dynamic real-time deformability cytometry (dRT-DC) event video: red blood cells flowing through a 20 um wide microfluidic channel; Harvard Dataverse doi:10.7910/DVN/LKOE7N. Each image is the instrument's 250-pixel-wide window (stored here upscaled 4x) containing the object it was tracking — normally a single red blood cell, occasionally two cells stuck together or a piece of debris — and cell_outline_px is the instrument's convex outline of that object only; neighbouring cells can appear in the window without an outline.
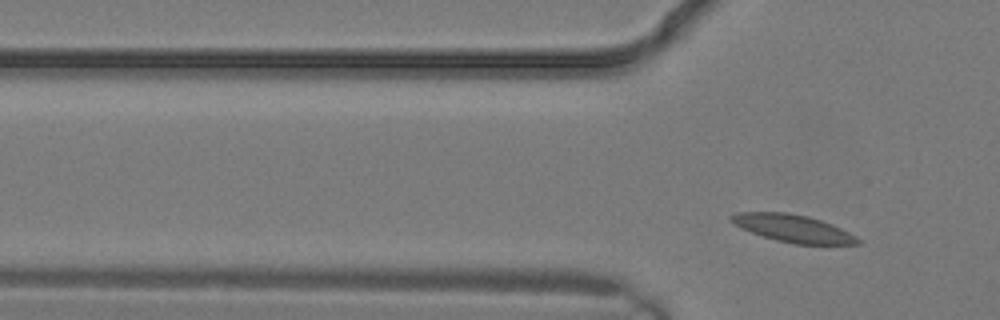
{"species": "common noctule bat (a hibernating species)", "species_latin": "Nyctalus noctula", "temperature_condition": "warm", "stored_images_in_passage": 2, "camera_frame_rate_fps": 3000, "um_per_image_px": 0.085, "animal": {"sex": "male", "body_mass_g": 19.2, "forearm_length_mm": 51.8}, "frame": {"image": 1, "passage_image": 2, "time_ms": 0.333, "image_size_px": [1000, 320], "cell_outline_px": [[860, 244], [796, 244], [776, 240], [752, 232], [728, 220], [728, 216], [740, 212], [784, 212], [808, 216], [832, 224], [856, 236], [860, 240]], "centroid_in_image_um": [67.41, 19.4], "position_along_channel_um": 58.4, "area_um2": 19.94}}